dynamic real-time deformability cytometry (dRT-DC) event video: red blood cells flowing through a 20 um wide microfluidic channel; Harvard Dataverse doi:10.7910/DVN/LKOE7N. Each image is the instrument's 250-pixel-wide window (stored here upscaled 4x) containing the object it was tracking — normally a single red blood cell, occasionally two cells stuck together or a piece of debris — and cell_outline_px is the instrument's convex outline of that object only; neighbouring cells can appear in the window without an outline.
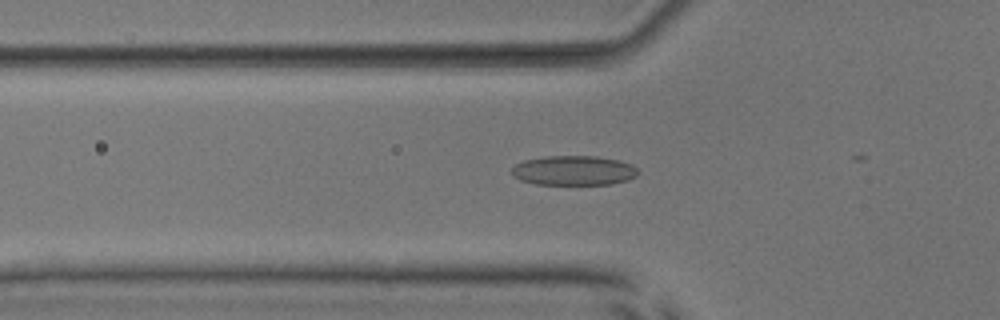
{"species": "common noctule bat (a hibernating species)", "species_latin": "Nyctalus noctula", "temperature_condition": "room temperature", "stored_images_in_passage": 16, "camera_frame_rate_fps": 3000, "um_per_image_px": 0.085, "animal": {"sex": "male", "body_mass_g": 17.9, "forearm_length_mm": 54.2}, "frame": {"image": 1, "passage_image": 11, "time_ms": 3.333, "image_size_px": [1000, 320], "cell_outline_px": [[640, 172], [636, 176], [628, 180], [612, 184], [536, 184], [520, 180], [512, 176], [512, 168], [516, 164], [524, 160], [544, 156], [596, 156], [620, 160], [632, 164]], "centroid_in_image_um": [48.78, 14.49], "position_along_channel_um": 77.0, "area_um2": 21.96}}
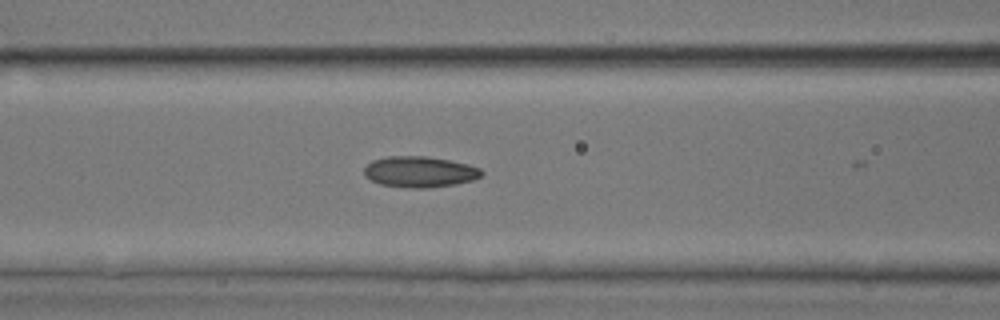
{"frame": {"image": 2, "passage_image": 15, "time_ms": 4.667, "image_size_px": [1000, 320], "cell_outline_px": [[484, 172], [480, 176], [472, 180], [456, 184], [428, 188], [404, 188], [380, 184], [364, 176], [364, 168], [372, 160], [388, 156], [428, 156], [468, 164], [480, 168]], "centroid_in_image_um": [35.66, 14.61], "position_along_channel_um": 130.9, "area_um2": 21.27}}